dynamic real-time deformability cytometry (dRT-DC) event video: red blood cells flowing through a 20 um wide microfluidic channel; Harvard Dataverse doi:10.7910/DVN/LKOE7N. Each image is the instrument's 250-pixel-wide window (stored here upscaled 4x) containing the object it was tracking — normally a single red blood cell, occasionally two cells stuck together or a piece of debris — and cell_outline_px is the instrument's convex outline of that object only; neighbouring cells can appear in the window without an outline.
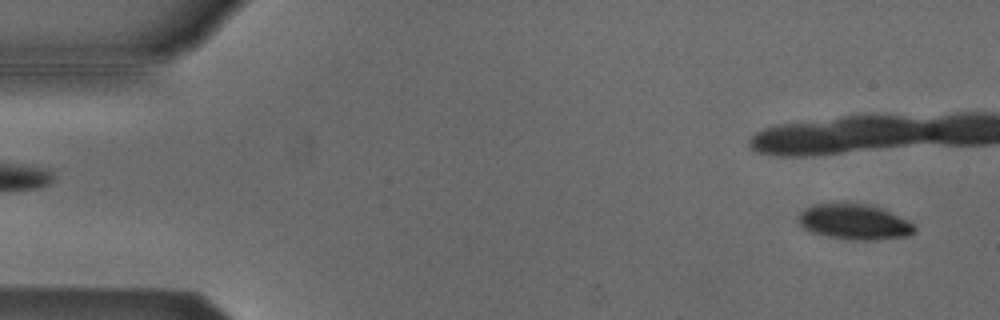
{"species": "Egyptian fruit bat (a non-hibernating species)", "species_latin": "Rousettus aegyptiacus", "temperature_condition": "cold", "stored_images_in_passage": 18, "camera_frame_rate_fps": 3000, "um_per_image_px": 0.085, "animal": {"sex": "male"}, "frame": {"image": 1, "passage_image": 3, "time_ms": 0.667, "image_size_px": [1000, 320], "cell_outline_px": [[916, 232], [908, 236], [872, 240], [852, 240], [828, 236], [812, 232], [804, 228], [796, 220], [796, 216], [804, 208], [816, 204], [864, 204], [884, 208], [908, 220], [916, 228]], "centroid_in_image_um": [72.63, 18.86], "position_along_channel_um": 12.4, "area_um2": 23.99}}